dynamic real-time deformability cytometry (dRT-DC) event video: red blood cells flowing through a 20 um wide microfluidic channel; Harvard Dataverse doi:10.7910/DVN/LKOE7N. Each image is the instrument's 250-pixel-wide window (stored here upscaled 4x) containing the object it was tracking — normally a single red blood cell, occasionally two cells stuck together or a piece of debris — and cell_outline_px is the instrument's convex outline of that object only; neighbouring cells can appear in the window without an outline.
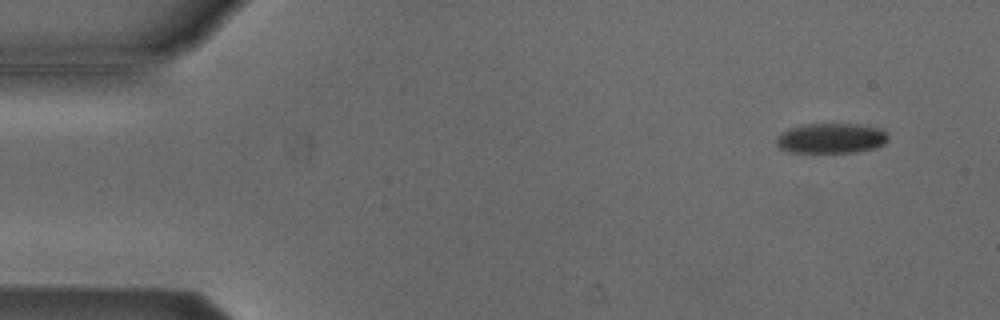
{"species": "Egyptian fruit bat (a non-hibernating species)", "species_latin": "Rousettus aegyptiacus", "temperature_condition": "cold", "stored_images_in_passage": 53, "camera_frame_rate_fps": 3000, "um_per_image_px": 0.085, "animal": {"sex": "male"}, "frame": {"image": 1, "passage_image": 4, "time_ms": 1.0, "image_size_px": [1000, 320], "cell_outline_px": [[888, 140], [884, 144], [876, 148], [856, 152], [788, 152], [780, 148], [776, 144], [776, 140], [780, 132], [792, 128], [808, 124], [860, 124], [880, 128], [888, 136]], "centroid_in_image_um": [70.66, 11.76], "position_along_channel_um": 14.3, "area_um2": 19.59}}
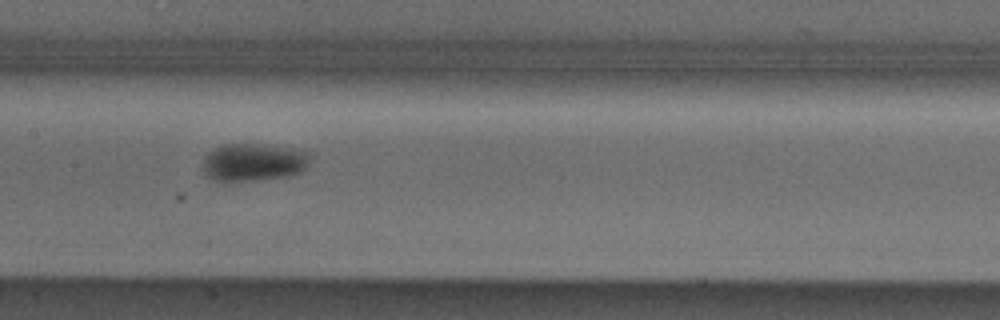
{"frame": {"image": 2, "passage_image": 26, "time_ms": 8.333, "image_size_px": [1000, 320], "cell_outline_px": [[308, 156], [304, 168], [300, 172], [284, 176], [256, 180], [216, 180], [204, 176], [200, 168], [204, 156], [216, 148], [224, 144], [256, 144], [292, 148], [308, 152]], "centroid_in_image_um": [21.44, 13.78], "position_along_channel_um": 186.0, "area_um2": 23.24}}
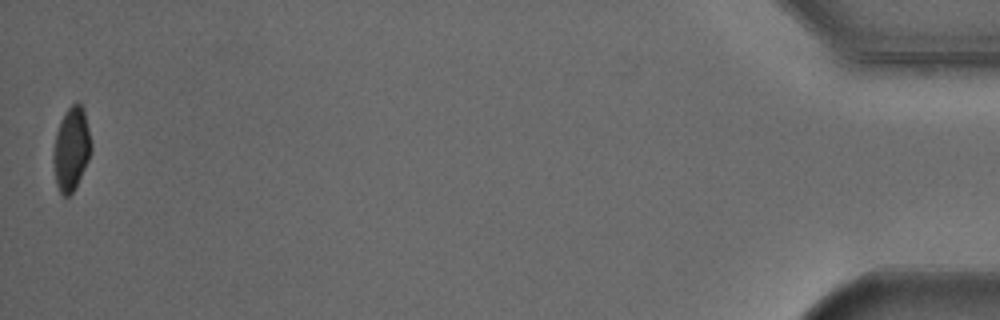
{"frame": {"image": 3, "passage_image": 53, "time_ms": 17.333, "image_size_px": [1000, 320], "cell_outline_px": [[92, 148], [88, 160], [72, 192], [68, 196], [64, 196], [60, 192], [56, 184], [52, 160], [52, 152], [56, 132], [60, 120], [68, 108], [76, 100], [80, 104], [84, 112], [92, 144]], "centroid_in_image_um": [6.03, 12.63], "position_along_channel_um": 429.2, "area_um2": 18.26}, "authors_computed_cell_mechanics": {"area_um2": 21.2704, "velocity_mm_per_s": 3.8138, "shape_relaxation_time_tau1_ms": 3.4093, "shape_relaxation_time_tau2_ms": null, "deformation_change_tau1": 0.0916, "deformation_change_tau2": null}}